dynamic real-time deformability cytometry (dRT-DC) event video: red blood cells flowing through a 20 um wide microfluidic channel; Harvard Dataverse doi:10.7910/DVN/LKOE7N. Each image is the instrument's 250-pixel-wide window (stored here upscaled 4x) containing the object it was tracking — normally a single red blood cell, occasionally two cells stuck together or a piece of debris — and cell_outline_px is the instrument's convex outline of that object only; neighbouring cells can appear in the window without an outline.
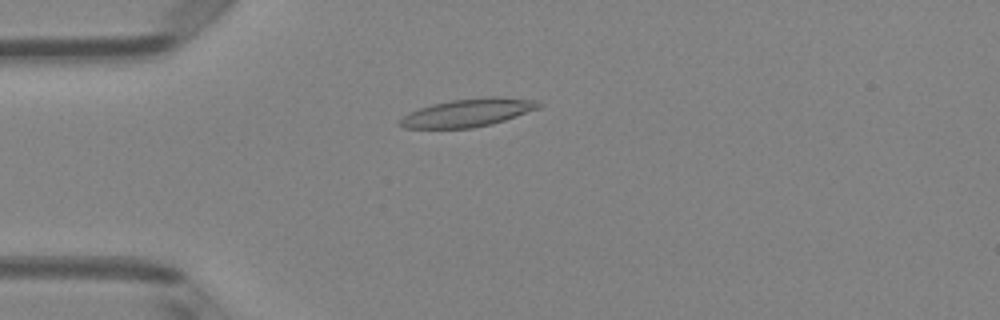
{"species": "Egyptian fruit bat (a non-hibernating species)", "species_latin": "Rousettus aegyptiacus", "temperature_condition": "room temperature", "stored_images_in_passage": 50, "camera_frame_rate_fps": 3000, "um_per_image_px": 0.085, "animal": {"sex": "female"}, "frame": {"image": 1, "passage_image": 13, "time_ms": 4.0, "image_size_px": [1000, 320], "cell_outline_px": [[544, 104], [540, 108], [492, 124], [472, 128], [404, 128], [400, 124], [400, 120], [408, 112], [432, 104], [452, 100], [484, 96], [500, 96], [536, 100]], "centroid_in_image_um": [39.82, 9.56], "position_along_channel_um": 45.2, "area_um2": 22.72}}
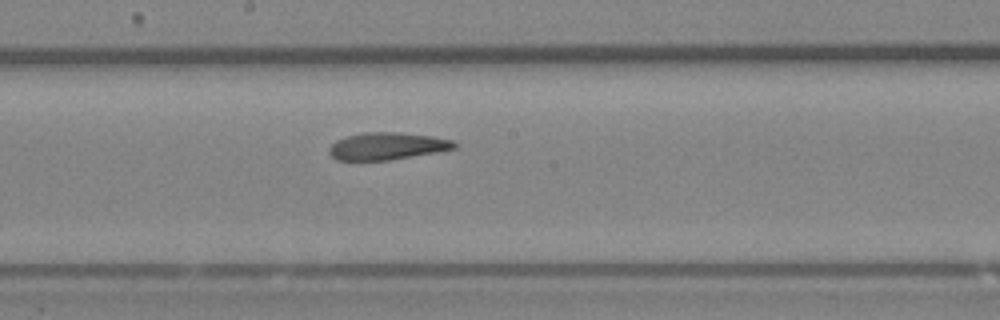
{"frame": {"image": 2, "passage_image": 27, "time_ms": 8.667, "image_size_px": [1000, 320], "cell_outline_px": [[460, 144], [456, 148], [440, 152], [388, 160], [336, 160], [328, 152], [328, 148], [336, 140], [348, 136], [364, 132], [400, 132], [432, 136], [452, 140]], "centroid_in_image_um": [32.95, 12.42], "position_along_channel_um": 215.3, "area_um2": 20.06}}
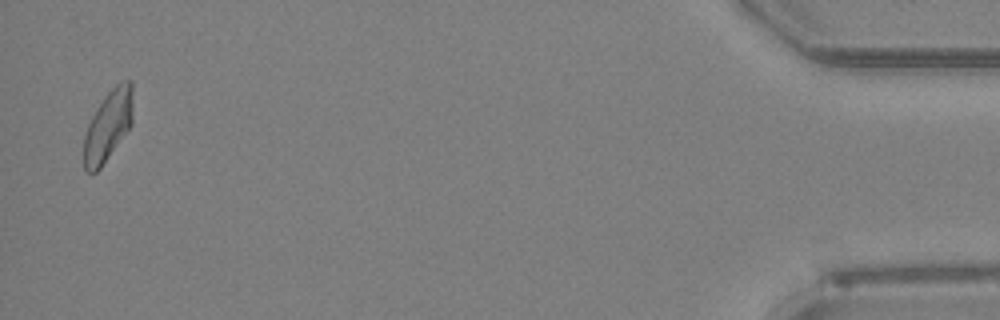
{"frame": {"image": 3, "passage_image": 49, "time_ms": 16.0, "image_size_px": [1000, 320], "cell_outline_px": [[132, 124], [100, 168], [96, 172], [88, 172], [84, 168], [84, 136], [88, 124], [92, 116], [104, 96], [120, 80], [132, 80]], "centroid_in_image_um": [9.19, 10.65], "position_along_channel_um": 426.0, "area_um2": 20.0}, "authors_computed_cell_mechanics": {"area_um2": 20.7502, "velocity_mm_per_s": 4.0545, "shape_relaxation_time_tau1_ms": 10.779, "shape_relaxation_time_tau2_ms": 3.8198, "deformation_change_tau1": 0.2438, "deformation_change_tau2": 0.125}}